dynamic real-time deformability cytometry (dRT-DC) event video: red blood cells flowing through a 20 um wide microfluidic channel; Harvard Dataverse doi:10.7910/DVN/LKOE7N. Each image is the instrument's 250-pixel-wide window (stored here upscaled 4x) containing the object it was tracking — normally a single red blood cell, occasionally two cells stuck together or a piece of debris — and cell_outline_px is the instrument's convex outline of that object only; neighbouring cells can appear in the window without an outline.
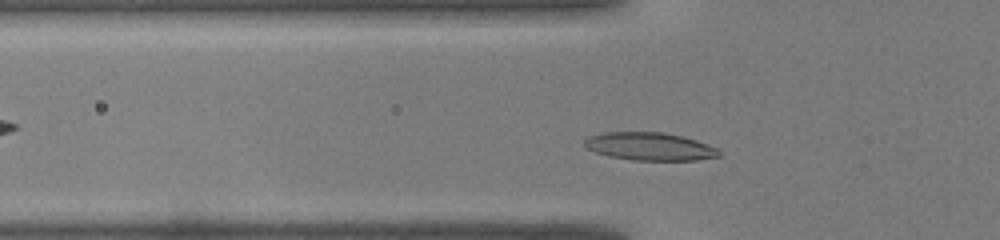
{"species": "common noctule bat (a hibernating species)", "species_latin": "Nyctalus noctula", "temperature_condition": "warm", "stored_images_in_passage": 28, "camera_frame_rate_fps": 3000, "um_per_image_px": 0.085, "animal": {"sex": "male", "body_mass_g": 19.0, "forearm_length_mm": 50.8}, "frame": {"image": 1, "passage_image": 4, "time_ms": 1.0, "image_size_px": [1000, 240], "cell_outline_px": [[724, 156], [696, 160], [632, 160], [608, 156], [596, 152], [588, 148], [584, 144], [584, 140], [588, 136], [604, 132], [664, 132], [696, 140], [716, 148]], "centroid_in_image_um": [55.23, 12.45], "position_along_channel_um": 70.6, "area_um2": 21.85}}
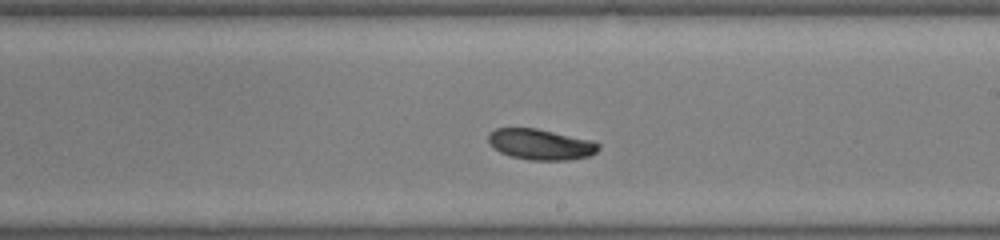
{"frame": {"image": 2, "passage_image": 15, "time_ms": 4.667, "image_size_px": [1000, 240], "cell_outline_px": [[600, 148], [596, 152], [588, 156], [568, 160], [528, 160], [512, 156], [500, 152], [492, 148], [488, 140], [488, 132], [496, 128], [536, 128], [592, 140], [600, 144]], "centroid_in_image_um": [45.93, 12.27], "position_along_channel_um": 243.1, "area_um2": 19.83}}
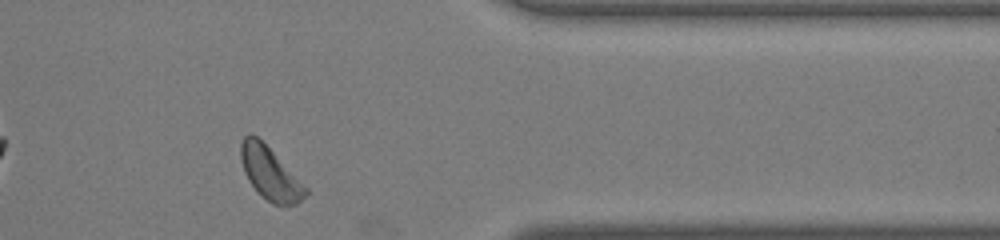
{"frame": {"image": 3, "passage_image": 25, "time_ms": 8.0, "image_size_px": [1000, 240], "cell_outline_px": [[308, 192], [296, 204], [272, 204], [248, 180], [244, 172], [240, 156], [240, 144], [244, 136], [248, 132], [252, 132], [308, 188]], "centroid_in_image_um": [22.92, 14.7], "position_along_channel_um": 388.5, "area_um2": 19.19}}